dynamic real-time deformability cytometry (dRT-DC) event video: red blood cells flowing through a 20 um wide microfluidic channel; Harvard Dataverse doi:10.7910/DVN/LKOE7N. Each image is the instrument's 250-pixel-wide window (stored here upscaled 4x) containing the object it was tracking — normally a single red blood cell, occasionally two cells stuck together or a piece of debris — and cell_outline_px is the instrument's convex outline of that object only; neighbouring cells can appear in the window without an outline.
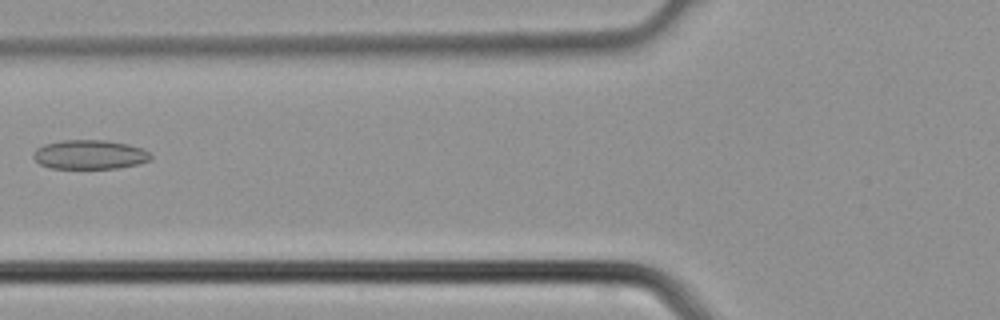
{"species": "common noctule bat (a hibernating species)", "species_latin": "Nyctalus noctula", "temperature_condition": "cold", "stored_images_in_passage": 4, "camera_frame_rate_fps": 3000, "um_per_image_px": 0.085, "animal": {"sex": "male", "body_mass_g": 21.5, "forearm_length_mm": 52.0}, "frame": {"image": 1, "passage_image": 4, "time_ms": 1.0, "image_size_px": [1000, 320], "cell_outline_px": [[152, 160], [136, 164], [116, 168], [52, 168], [40, 164], [32, 156], [36, 148], [44, 144], [60, 140], [104, 140], [128, 144], [144, 148], [152, 156]], "centroid_in_image_um": [7.63, 13.13], "position_along_channel_um": 118.2, "area_um2": 20.0}}